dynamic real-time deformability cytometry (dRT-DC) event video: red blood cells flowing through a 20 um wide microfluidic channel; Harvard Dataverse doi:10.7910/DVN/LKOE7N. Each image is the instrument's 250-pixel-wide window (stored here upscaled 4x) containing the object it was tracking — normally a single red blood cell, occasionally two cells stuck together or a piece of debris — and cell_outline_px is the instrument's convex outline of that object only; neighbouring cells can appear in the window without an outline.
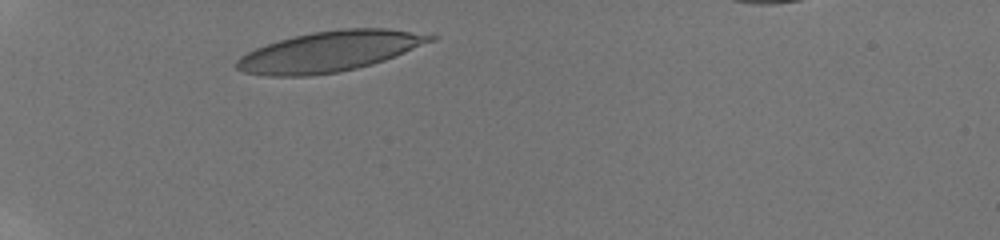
{"species": "human", "species_latin": "Homo sapiens", "temperature_condition": "room temperature", "stored_images_in_passage": 4, "camera_frame_rate_fps": 3000, "um_per_image_px": 0.085, "donor": {"sex": "male"}, "frame": {"image": 1, "passage_image": 1, "time_ms": 0.0, "image_size_px": [1000, 240], "cell_outline_px": [[440, 36], [436, 40], [384, 60], [372, 64], [340, 72], [308, 76], [264, 76], [244, 72], [236, 68], [236, 60], [240, 56], [256, 48], [280, 40], [312, 32], [344, 28], [388, 28]], "centroid_in_image_um": [28.03, 4.37], "position_along_channel_um": 57.0, "area_um2": 45.49}}
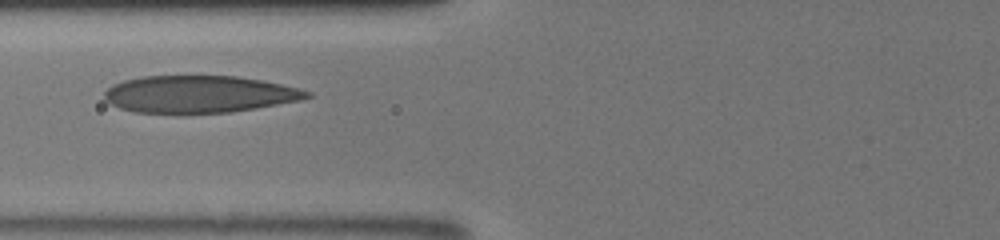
{"frame": {"image": 2, "passage_image": 3, "time_ms": 2.0, "image_size_px": [1000, 240], "cell_outline_px": [[312, 96], [300, 100], [256, 108], [232, 112], [184, 116], [176, 116], [136, 112], [120, 108], [104, 100], [104, 92], [112, 84], [124, 80], [144, 76], [240, 76], [264, 80], [312, 92]], "centroid_in_image_um": [16.88, 8.04], "position_along_channel_um": 108.9, "area_um2": 45.03}}